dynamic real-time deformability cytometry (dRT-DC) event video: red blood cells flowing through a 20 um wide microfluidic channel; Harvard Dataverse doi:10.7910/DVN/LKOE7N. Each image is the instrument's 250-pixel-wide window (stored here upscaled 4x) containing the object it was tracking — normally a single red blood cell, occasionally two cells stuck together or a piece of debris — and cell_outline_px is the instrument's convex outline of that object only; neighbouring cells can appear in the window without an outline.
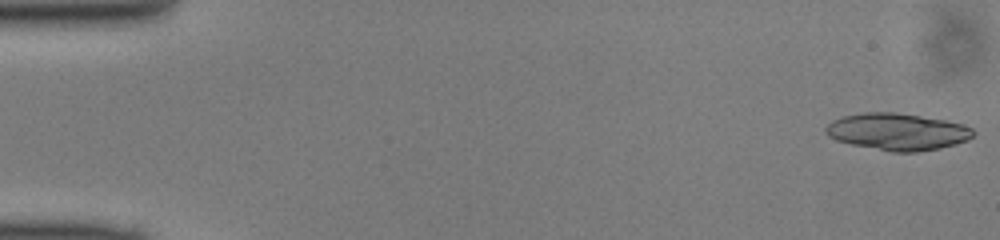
{"species": "common noctule bat (a hibernating species)", "species_latin": "Nyctalus noctula", "temperature_condition": "cold", "stored_images_in_passage": 49, "segment_of_instrument_passage": [1, 2], "camera_frame_rate_fps": 3000, "um_per_image_px": 0.085, "animal": {"sex": "male", "body_mass_g": 13.0, "forearm_length_mm": 53.1}, "frame": {"image": 1, "passage_image": 1, "time_ms": 0.0, "image_size_px": [1000, 240], "cell_outline_px": [[976, 132], [968, 140], [956, 144], [940, 148], [916, 152], [892, 152], [852, 144], [836, 140], [828, 136], [824, 132], [824, 128], [832, 120], [840, 116], [864, 112], [896, 112], [944, 120], [964, 124], [972, 128]], "centroid_in_image_um": [76.27, 11.19], "position_along_channel_um": 8.7, "area_um2": 31.91}}